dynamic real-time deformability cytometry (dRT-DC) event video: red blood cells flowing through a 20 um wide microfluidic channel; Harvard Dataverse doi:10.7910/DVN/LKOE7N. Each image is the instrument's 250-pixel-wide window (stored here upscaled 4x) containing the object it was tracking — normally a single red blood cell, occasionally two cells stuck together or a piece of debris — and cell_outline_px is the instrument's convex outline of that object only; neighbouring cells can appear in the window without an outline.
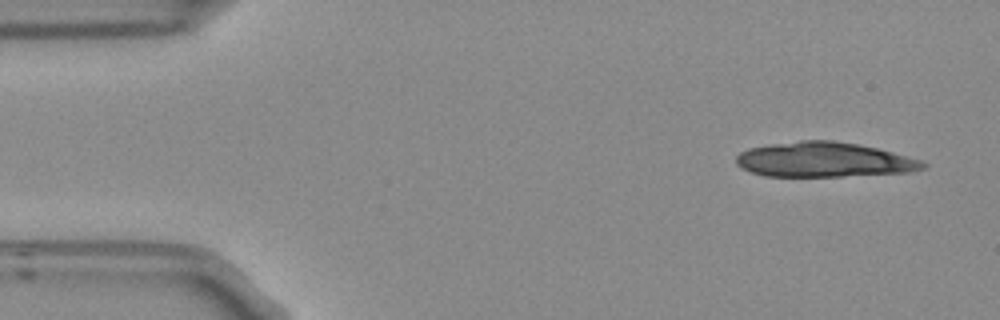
{"species": "Egyptian fruit bat (a non-hibernating species)", "species_latin": "Rousettus aegyptiacus", "temperature_condition": "room temperature", "stored_images_in_passage": 4, "camera_frame_rate_fps": 3000, "um_per_image_px": 0.085, "frame": {"image": 1, "passage_image": 1, "time_ms": 0.0, "image_size_px": [1000, 320], "cell_outline_px": [[928, 164], [924, 168], [908, 172], [840, 176], [764, 176], [740, 168], [736, 164], [736, 156], [740, 152], [748, 148], [772, 144], [800, 140], [832, 140], [856, 144], [876, 148], [892, 152], [920, 160]], "centroid_in_image_um": [69.99, 13.57], "position_along_channel_um": 15.0, "area_um2": 37.69}}